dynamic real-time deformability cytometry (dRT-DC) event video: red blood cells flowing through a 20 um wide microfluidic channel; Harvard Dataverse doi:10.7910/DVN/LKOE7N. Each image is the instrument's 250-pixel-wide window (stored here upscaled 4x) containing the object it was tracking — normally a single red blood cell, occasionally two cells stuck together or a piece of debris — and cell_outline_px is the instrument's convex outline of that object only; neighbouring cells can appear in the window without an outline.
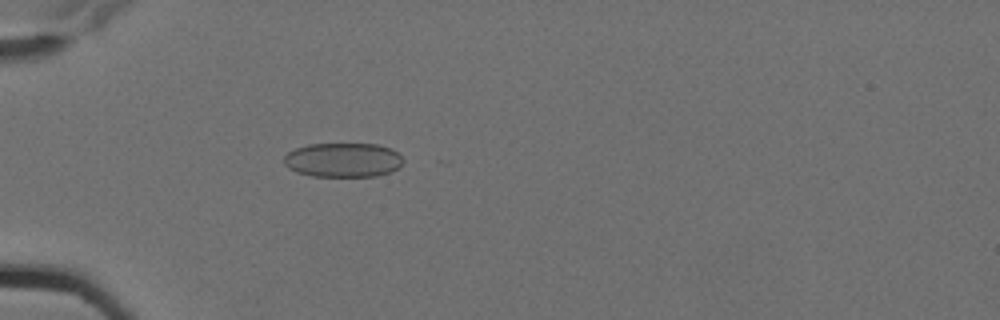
{"species": "Egyptian fruit bat (a non-hibernating species)", "species_latin": "Rousettus aegyptiacus", "temperature_condition": "cold", "stored_images_in_passage": 4, "camera_frame_rate_fps": 3000, "um_per_image_px": 0.085, "animal": {"sex": "female"}, "frame": {"image": 1, "passage_image": 4, "time_ms": 1.0, "image_size_px": [1000, 320], "cell_outline_px": [[404, 160], [400, 168], [376, 176], [312, 176], [296, 172], [288, 168], [284, 164], [284, 156], [288, 152], [296, 148], [308, 144], [376, 144], [392, 148]], "centroid_in_image_um": [29.16, 13.6], "position_along_channel_um": 55.8, "area_um2": 23.93}}